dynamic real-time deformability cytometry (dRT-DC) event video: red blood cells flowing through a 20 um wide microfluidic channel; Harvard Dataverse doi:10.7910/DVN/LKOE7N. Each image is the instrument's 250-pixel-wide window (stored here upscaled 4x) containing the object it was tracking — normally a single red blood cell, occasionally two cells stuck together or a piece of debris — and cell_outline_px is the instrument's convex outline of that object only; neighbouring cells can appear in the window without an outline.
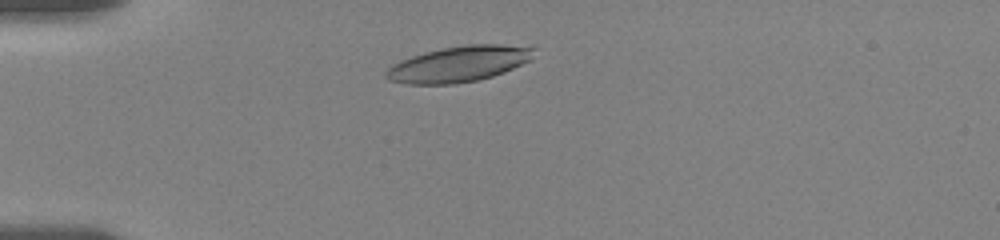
{"species": "human", "species_latin": "Homo sapiens", "temperature_condition": "room temperature", "stored_images_in_passage": 23, "camera_frame_rate_fps": 3000, "um_per_image_px": 0.085, "donor": {"sex": "female"}, "frame": {"image": 1, "passage_image": 15, "time_ms": 2.0, "image_size_px": [1000, 240], "cell_outline_px": [[536, 48], [528, 60], [504, 72], [480, 80], [452, 84], [408, 84], [388, 80], [384, 76], [384, 72], [392, 64], [400, 60], [424, 52], [440, 48], [468, 44], [500, 44]], "centroid_in_image_um": [38.92, 5.44], "position_along_channel_um": 46.1, "area_um2": 30.69}}